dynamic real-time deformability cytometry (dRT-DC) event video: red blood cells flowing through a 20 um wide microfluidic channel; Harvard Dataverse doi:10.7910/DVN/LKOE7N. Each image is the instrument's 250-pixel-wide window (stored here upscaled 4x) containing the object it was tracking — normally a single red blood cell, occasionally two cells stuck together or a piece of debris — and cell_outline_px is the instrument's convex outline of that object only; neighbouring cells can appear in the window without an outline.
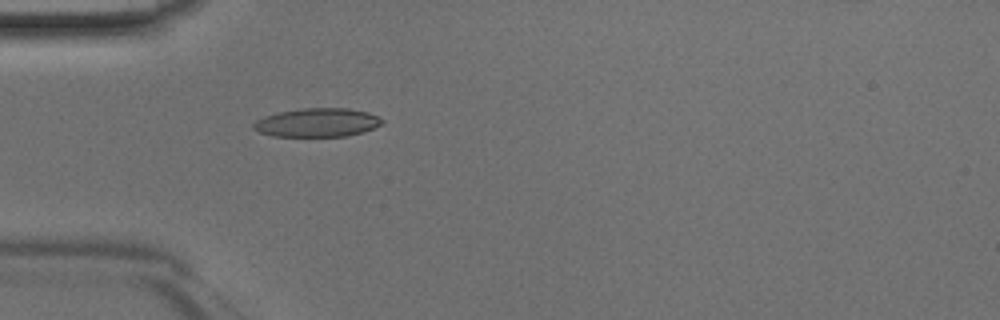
{"species": "Egyptian fruit bat (a non-hibernating species)", "species_latin": "Rousettus aegyptiacus", "temperature_condition": "room temperature", "stored_images_in_passage": 46, "camera_frame_rate_fps": 3000, "um_per_image_px": 0.085, "animal": {"sex": "male"}, "frame": {"image": 1, "passage_image": 14, "time_ms": 4.333, "image_size_px": [1000, 320], "cell_outline_px": [[384, 120], [380, 124], [372, 128], [348, 136], [272, 136], [260, 132], [252, 128], [252, 124], [256, 120], [264, 116], [280, 112], [300, 108], [348, 108], [368, 112]], "centroid_in_image_um": [26.92, 10.41], "position_along_channel_um": 58.1, "area_um2": 21.33}}
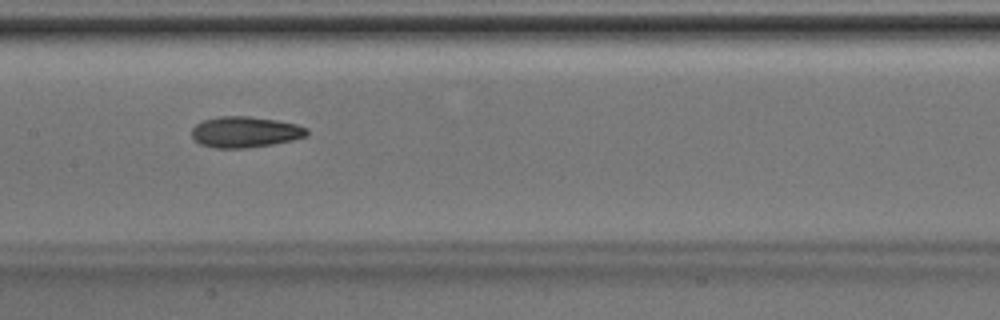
{"frame": {"image": 2, "passage_image": 23, "time_ms": 7.333, "image_size_px": [1000, 320], "cell_outline_px": [[308, 136], [292, 140], [272, 144], [244, 148], [216, 148], [200, 144], [192, 136], [192, 128], [196, 124], [204, 120], [220, 116], [248, 116], [276, 120], [296, 124], [308, 128]], "centroid_in_image_um": [20.85, 11.22], "position_along_channel_um": 186.6, "area_um2": 20.69}}
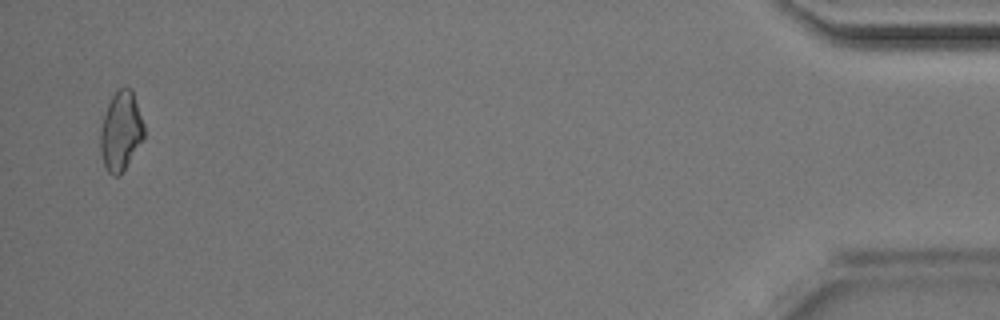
{"frame": {"image": 3, "passage_image": 45, "time_ms": 14.667, "image_size_px": [1000, 320], "cell_outline_px": [[144, 136], [124, 168], [116, 176], [112, 176], [104, 168], [100, 152], [100, 128], [108, 104], [112, 96], [120, 88], [132, 88], [144, 124]], "centroid_in_image_um": [10.25, 11.13], "position_along_channel_um": 425.0, "area_um2": 19.83}}